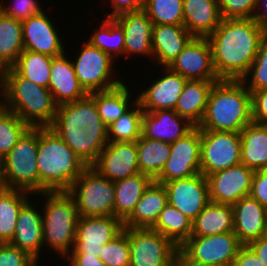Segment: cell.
I'll return each mask as SVG.
<instances>
[{
  "mask_svg": "<svg viewBox=\"0 0 267 266\" xmlns=\"http://www.w3.org/2000/svg\"><path fill=\"white\" fill-rule=\"evenodd\" d=\"M27 252L10 243H0V266H38Z\"/></svg>",
  "mask_w": 267,
  "mask_h": 266,
  "instance_id": "obj_47",
  "label": "cell"
},
{
  "mask_svg": "<svg viewBox=\"0 0 267 266\" xmlns=\"http://www.w3.org/2000/svg\"><path fill=\"white\" fill-rule=\"evenodd\" d=\"M143 10L153 25H183V0H143Z\"/></svg>",
  "mask_w": 267,
  "mask_h": 266,
  "instance_id": "obj_41",
  "label": "cell"
},
{
  "mask_svg": "<svg viewBox=\"0 0 267 266\" xmlns=\"http://www.w3.org/2000/svg\"><path fill=\"white\" fill-rule=\"evenodd\" d=\"M4 4L0 1V11L21 22L43 11L36 0H14L12 5Z\"/></svg>",
  "mask_w": 267,
  "mask_h": 266,
  "instance_id": "obj_46",
  "label": "cell"
},
{
  "mask_svg": "<svg viewBox=\"0 0 267 266\" xmlns=\"http://www.w3.org/2000/svg\"><path fill=\"white\" fill-rule=\"evenodd\" d=\"M4 84V69L0 67V89L3 90Z\"/></svg>",
  "mask_w": 267,
  "mask_h": 266,
  "instance_id": "obj_58",
  "label": "cell"
},
{
  "mask_svg": "<svg viewBox=\"0 0 267 266\" xmlns=\"http://www.w3.org/2000/svg\"><path fill=\"white\" fill-rule=\"evenodd\" d=\"M38 127H30L2 158L4 188L39 193Z\"/></svg>",
  "mask_w": 267,
  "mask_h": 266,
  "instance_id": "obj_7",
  "label": "cell"
},
{
  "mask_svg": "<svg viewBox=\"0 0 267 266\" xmlns=\"http://www.w3.org/2000/svg\"><path fill=\"white\" fill-rule=\"evenodd\" d=\"M99 258L106 266H129L130 265V247L128 241V227L103 245Z\"/></svg>",
  "mask_w": 267,
  "mask_h": 266,
  "instance_id": "obj_42",
  "label": "cell"
},
{
  "mask_svg": "<svg viewBox=\"0 0 267 266\" xmlns=\"http://www.w3.org/2000/svg\"><path fill=\"white\" fill-rule=\"evenodd\" d=\"M10 244L27 252L37 262L43 249L42 213L28 200L21 208Z\"/></svg>",
  "mask_w": 267,
  "mask_h": 266,
  "instance_id": "obj_25",
  "label": "cell"
},
{
  "mask_svg": "<svg viewBox=\"0 0 267 266\" xmlns=\"http://www.w3.org/2000/svg\"><path fill=\"white\" fill-rule=\"evenodd\" d=\"M183 26L197 38H207L222 21L218 0H183Z\"/></svg>",
  "mask_w": 267,
  "mask_h": 266,
  "instance_id": "obj_26",
  "label": "cell"
},
{
  "mask_svg": "<svg viewBox=\"0 0 267 266\" xmlns=\"http://www.w3.org/2000/svg\"><path fill=\"white\" fill-rule=\"evenodd\" d=\"M30 128L15 113H10L0 122V157H5Z\"/></svg>",
  "mask_w": 267,
  "mask_h": 266,
  "instance_id": "obj_43",
  "label": "cell"
},
{
  "mask_svg": "<svg viewBox=\"0 0 267 266\" xmlns=\"http://www.w3.org/2000/svg\"><path fill=\"white\" fill-rule=\"evenodd\" d=\"M113 19L123 28L126 58L130 54L153 56V23L143 9L120 13Z\"/></svg>",
  "mask_w": 267,
  "mask_h": 266,
  "instance_id": "obj_22",
  "label": "cell"
},
{
  "mask_svg": "<svg viewBox=\"0 0 267 266\" xmlns=\"http://www.w3.org/2000/svg\"><path fill=\"white\" fill-rule=\"evenodd\" d=\"M252 122L251 92L241 80H219L210 90L200 130L240 133Z\"/></svg>",
  "mask_w": 267,
  "mask_h": 266,
  "instance_id": "obj_3",
  "label": "cell"
},
{
  "mask_svg": "<svg viewBox=\"0 0 267 266\" xmlns=\"http://www.w3.org/2000/svg\"><path fill=\"white\" fill-rule=\"evenodd\" d=\"M69 266H106L97 255L68 254Z\"/></svg>",
  "mask_w": 267,
  "mask_h": 266,
  "instance_id": "obj_52",
  "label": "cell"
},
{
  "mask_svg": "<svg viewBox=\"0 0 267 266\" xmlns=\"http://www.w3.org/2000/svg\"><path fill=\"white\" fill-rule=\"evenodd\" d=\"M193 38L183 25H153L152 49L156 64L169 66Z\"/></svg>",
  "mask_w": 267,
  "mask_h": 266,
  "instance_id": "obj_27",
  "label": "cell"
},
{
  "mask_svg": "<svg viewBox=\"0 0 267 266\" xmlns=\"http://www.w3.org/2000/svg\"><path fill=\"white\" fill-rule=\"evenodd\" d=\"M153 180L142 173L114 182V217L123 222L132 214L145 189Z\"/></svg>",
  "mask_w": 267,
  "mask_h": 266,
  "instance_id": "obj_32",
  "label": "cell"
},
{
  "mask_svg": "<svg viewBox=\"0 0 267 266\" xmlns=\"http://www.w3.org/2000/svg\"><path fill=\"white\" fill-rule=\"evenodd\" d=\"M46 198L42 213L43 246L66 257L75 244L76 225L79 218L75 201L66 191L42 192Z\"/></svg>",
  "mask_w": 267,
  "mask_h": 266,
  "instance_id": "obj_6",
  "label": "cell"
},
{
  "mask_svg": "<svg viewBox=\"0 0 267 266\" xmlns=\"http://www.w3.org/2000/svg\"><path fill=\"white\" fill-rule=\"evenodd\" d=\"M168 203L192 222L210 202L207 178L199 173L185 179H175L164 184Z\"/></svg>",
  "mask_w": 267,
  "mask_h": 266,
  "instance_id": "obj_16",
  "label": "cell"
},
{
  "mask_svg": "<svg viewBox=\"0 0 267 266\" xmlns=\"http://www.w3.org/2000/svg\"><path fill=\"white\" fill-rule=\"evenodd\" d=\"M124 40L123 28L113 18L106 17L87 41L115 59L121 55L124 57Z\"/></svg>",
  "mask_w": 267,
  "mask_h": 266,
  "instance_id": "obj_40",
  "label": "cell"
},
{
  "mask_svg": "<svg viewBox=\"0 0 267 266\" xmlns=\"http://www.w3.org/2000/svg\"><path fill=\"white\" fill-rule=\"evenodd\" d=\"M172 266H210L189 261L180 251L176 254Z\"/></svg>",
  "mask_w": 267,
  "mask_h": 266,
  "instance_id": "obj_55",
  "label": "cell"
},
{
  "mask_svg": "<svg viewBox=\"0 0 267 266\" xmlns=\"http://www.w3.org/2000/svg\"><path fill=\"white\" fill-rule=\"evenodd\" d=\"M241 163L238 132L201 130L200 173L205 177Z\"/></svg>",
  "mask_w": 267,
  "mask_h": 266,
  "instance_id": "obj_11",
  "label": "cell"
},
{
  "mask_svg": "<svg viewBox=\"0 0 267 266\" xmlns=\"http://www.w3.org/2000/svg\"><path fill=\"white\" fill-rule=\"evenodd\" d=\"M75 201L79 217L114 216V182L87 166L66 191Z\"/></svg>",
  "mask_w": 267,
  "mask_h": 266,
  "instance_id": "obj_8",
  "label": "cell"
},
{
  "mask_svg": "<svg viewBox=\"0 0 267 266\" xmlns=\"http://www.w3.org/2000/svg\"><path fill=\"white\" fill-rule=\"evenodd\" d=\"M112 13H108L107 18H114L116 15L128 11L143 9V0H111Z\"/></svg>",
  "mask_w": 267,
  "mask_h": 266,
  "instance_id": "obj_51",
  "label": "cell"
},
{
  "mask_svg": "<svg viewBox=\"0 0 267 266\" xmlns=\"http://www.w3.org/2000/svg\"><path fill=\"white\" fill-rule=\"evenodd\" d=\"M187 80L219 81L207 38L194 37L168 66Z\"/></svg>",
  "mask_w": 267,
  "mask_h": 266,
  "instance_id": "obj_17",
  "label": "cell"
},
{
  "mask_svg": "<svg viewBox=\"0 0 267 266\" xmlns=\"http://www.w3.org/2000/svg\"><path fill=\"white\" fill-rule=\"evenodd\" d=\"M167 203L164 184L153 180L145 189L132 214L124 221V227L152 228Z\"/></svg>",
  "mask_w": 267,
  "mask_h": 266,
  "instance_id": "obj_28",
  "label": "cell"
},
{
  "mask_svg": "<svg viewBox=\"0 0 267 266\" xmlns=\"http://www.w3.org/2000/svg\"><path fill=\"white\" fill-rule=\"evenodd\" d=\"M89 95L94 99L98 114L107 127L133 106L129 103L131 93L124 82L113 89Z\"/></svg>",
  "mask_w": 267,
  "mask_h": 266,
  "instance_id": "obj_36",
  "label": "cell"
},
{
  "mask_svg": "<svg viewBox=\"0 0 267 266\" xmlns=\"http://www.w3.org/2000/svg\"><path fill=\"white\" fill-rule=\"evenodd\" d=\"M232 266H265L260 261L258 255L248 246L243 245L238 252V255L233 261Z\"/></svg>",
  "mask_w": 267,
  "mask_h": 266,
  "instance_id": "obj_50",
  "label": "cell"
},
{
  "mask_svg": "<svg viewBox=\"0 0 267 266\" xmlns=\"http://www.w3.org/2000/svg\"><path fill=\"white\" fill-rule=\"evenodd\" d=\"M215 82L187 80L174 109L176 113L197 127L203 119L209 93Z\"/></svg>",
  "mask_w": 267,
  "mask_h": 266,
  "instance_id": "obj_29",
  "label": "cell"
},
{
  "mask_svg": "<svg viewBox=\"0 0 267 266\" xmlns=\"http://www.w3.org/2000/svg\"><path fill=\"white\" fill-rule=\"evenodd\" d=\"M52 58L45 54L24 50L12 68L21 77L48 88Z\"/></svg>",
  "mask_w": 267,
  "mask_h": 266,
  "instance_id": "obj_38",
  "label": "cell"
},
{
  "mask_svg": "<svg viewBox=\"0 0 267 266\" xmlns=\"http://www.w3.org/2000/svg\"><path fill=\"white\" fill-rule=\"evenodd\" d=\"M92 167L113 182L140 173L136 141L108 142Z\"/></svg>",
  "mask_w": 267,
  "mask_h": 266,
  "instance_id": "obj_18",
  "label": "cell"
},
{
  "mask_svg": "<svg viewBox=\"0 0 267 266\" xmlns=\"http://www.w3.org/2000/svg\"><path fill=\"white\" fill-rule=\"evenodd\" d=\"M65 54L53 57L50 69L48 89L58 106L78 101L88 95L75 74L71 59L68 60Z\"/></svg>",
  "mask_w": 267,
  "mask_h": 266,
  "instance_id": "obj_24",
  "label": "cell"
},
{
  "mask_svg": "<svg viewBox=\"0 0 267 266\" xmlns=\"http://www.w3.org/2000/svg\"><path fill=\"white\" fill-rule=\"evenodd\" d=\"M196 126L188 119L179 116L174 109L143 111L142 137L174 143L185 137Z\"/></svg>",
  "mask_w": 267,
  "mask_h": 266,
  "instance_id": "obj_21",
  "label": "cell"
},
{
  "mask_svg": "<svg viewBox=\"0 0 267 266\" xmlns=\"http://www.w3.org/2000/svg\"><path fill=\"white\" fill-rule=\"evenodd\" d=\"M233 229L232 206L210 201L193 220L191 236H210L233 232Z\"/></svg>",
  "mask_w": 267,
  "mask_h": 266,
  "instance_id": "obj_31",
  "label": "cell"
},
{
  "mask_svg": "<svg viewBox=\"0 0 267 266\" xmlns=\"http://www.w3.org/2000/svg\"><path fill=\"white\" fill-rule=\"evenodd\" d=\"M86 166H92L108 144L107 126L88 94L78 101L59 105L49 126Z\"/></svg>",
  "mask_w": 267,
  "mask_h": 266,
  "instance_id": "obj_2",
  "label": "cell"
},
{
  "mask_svg": "<svg viewBox=\"0 0 267 266\" xmlns=\"http://www.w3.org/2000/svg\"><path fill=\"white\" fill-rule=\"evenodd\" d=\"M131 107L107 127L108 142H133L142 136L143 109L137 98L131 101Z\"/></svg>",
  "mask_w": 267,
  "mask_h": 266,
  "instance_id": "obj_39",
  "label": "cell"
},
{
  "mask_svg": "<svg viewBox=\"0 0 267 266\" xmlns=\"http://www.w3.org/2000/svg\"><path fill=\"white\" fill-rule=\"evenodd\" d=\"M23 51L22 22L0 11V67H12Z\"/></svg>",
  "mask_w": 267,
  "mask_h": 266,
  "instance_id": "obj_35",
  "label": "cell"
},
{
  "mask_svg": "<svg viewBox=\"0 0 267 266\" xmlns=\"http://www.w3.org/2000/svg\"><path fill=\"white\" fill-rule=\"evenodd\" d=\"M39 193L67 191L87 167L49 127H38Z\"/></svg>",
  "mask_w": 267,
  "mask_h": 266,
  "instance_id": "obj_4",
  "label": "cell"
},
{
  "mask_svg": "<svg viewBox=\"0 0 267 266\" xmlns=\"http://www.w3.org/2000/svg\"><path fill=\"white\" fill-rule=\"evenodd\" d=\"M162 68V72H165L164 75L161 74L163 77L151 82L152 84L137 96V102L145 112L175 109L187 82V79L172 71L168 66Z\"/></svg>",
  "mask_w": 267,
  "mask_h": 266,
  "instance_id": "obj_20",
  "label": "cell"
},
{
  "mask_svg": "<svg viewBox=\"0 0 267 266\" xmlns=\"http://www.w3.org/2000/svg\"><path fill=\"white\" fill-rule=\"evenodd\" d=\"M240 139L241 163L253 171L267 169V125L251 122Z\"/></svg>",
  "mask_w": 267,
  "mask_h": 266,
  "instance_id": "obj_30",
  "label": "cell"
},
{
  "mask_svg": "<svg viewBox=\"0 0 267 266\" xmlns=\"http://www.w3.org/2000/svg\"><path fill=\"white\" fill-rule=\"evenodd\" d=\"M267 34L252 19H222L207 37L220 80H242Z\"/></svg>",
  "mask_w": 267,
  "mask_h": 266,
  "instance_id": "obj_1",
  "label": "cell"
},
{
  "mask_svg": "<svg viewBox=\"0 0 267 266\" xmlns=\"http://www.w3.org/2000/svg\"><path fill=\"white\" fill-rule=\"evenodd\" d=\"M243 244L234 232L191 236L179 251L191 262L210 266H232Z\"/></svg>",
  "mask_w": 267,
  "mask_h": 266,
  "instance_id": "obj_9",
  "label": "cell"
},
{
  "mask_svg": "<svg viewBox=\"0 0 267 266\" xmlns=\"http://www.w3.org/2000/svg\"><path fill=\"white\" fill-rule=\"evenodd\" d=\"M241 81L251 93L261 89H267V36L260 43L255 60Z\"/></svg>",
  "mask_w": 267,
  "mask_h": 266,
  "instance_id": "obj_44",
  "label": "cell"
},
{
  "mask_svg": "<svg viewBox=\"0 0 267 266\" xmlns=\"http://www.w3.org/2000/svg\"><path fill=\"white\" fill-rule=\"evenodd\" d=\"M0 97H2L1 98L2 101L0 100V122H1L4 118H6L11 113V109L7 103L5 96L3 97V90H0Z\"/></svg>",
  "mask_w": 267,
  "mask_h": 266,
  "instance_id": "obj_56",
  "label": "cell"
},
{
  "mask_svg": "<svg viewBox=\"0 0 267 266\" xmlns=\"http://www.w3.org/2000/svg\"><path fill=\"white\" fill-rule=\"evenodd\" d=\"M249 196L267 208V169L254 171Z\"/></svg>",
  "mask_w": 267,
  "mask_h": 266,
  "instance_id": "obj_49",
  "label": "cell"
},
{
  "mask_svg": "<svg viewBox=\"0 0 267 266\" xmlns=\"http://www.w3.org/2000/svg\"><path fill=\"white\" fill-rule=\"evenodd\" d=\"M248 246L258 255L260 261L267 266V235L251 241Z\"/></svg>",
  "mask_w": 267,
  "mask_h": 266,
  "instance_id": "obj_54",
  "label": "cell"
},
{
  "mask_svg": "<svg viewBox=\"0 0 267 266\" xmlns=\"http://www.w3.org/2000/svg\"><path fill=\"white\" fill-rule=\"evenodd\" d=\"M129 266H172L179 248L152 228H128Z\"/></svg>",
  "mask_w": 267,
  "mask_h": 266,
  "instance_id": "obj_10",
  "label": "cell"
},
{
  "mask_svg": "<svg viewBox=\"0 0 267 266\" xmlns=\"http://www.w3.org/2000/svg\"><path fill=\"white\" fill-rule=\"evenodd\" d=\"M31 193L11 188H0V243H10L22 206Z\"/></svg>",
  "mask_w": 267,
  "mask_h": 266,
  "instance_id": "obj_33",
  "label": "cell"
},
{
  "mask_svg": "<svg viewBox=\"0 0 267 266\" xmlns=\"http://www.w3.org/2000/svg\"><path fill=\"white\" fill-rule=\"evenodd\" d=\"M253 175L254 171L242 163L208 175L210 201L233 206L249 196Z\"/></svg>",
  "mask_w": 267,
  "mask_h": 266,
  "instance_id": "obj_15",
  "label": "cell"
},
{
  "mask_svg": "<svg viewBox=\"0 0 267 266\" xmlns=\"http://www.w3.org/2000/svg\"><path fill=\"white\" fill-rule=\"evenodd\" d=\"M252 122L267 125V89L251 93Z\"/></svg>",
  "mask_w": 267,
  "mask_h": 266,
  "instance_id": "obj_48",
  "label": "cell"
},
{
  "mask_svg": "<svg viewBox=\"0 0 267 266\" xmlns=\"http://www.w3.org/2000/svg\"><path fill=\"white\" fill-rule=\"evenodd\" d=\"M252 19L267 34V0H256V8Z\"/></svg>",
  "mask_w": 267,
  "mask_h": 266,
  "instance_id": "obj_53",
  "label": "cell"
},
{
  "mask_svg": "<svg viewBox=\"0 0 267 266\" xmlns=\"http://www.w3.org/2000/svg\"><path fill=\"white\" fill-rule=\"evenodd\" d=\"M44 10L35 16L22 21L24 50L34 51L51 57L60 56L65 52L64 44L58 35L56 25Z\"/></svg>",
  "mask_w": 267,
  "mask_h": 266,
  "instance_id": "obj_19",
  "label": "cell"
},
{
  "mask_svg": "<svg viewBox=\"0 0 267 266\" xmlns=\"http://www.w3.org/2000/svg\"><path fill=\"white\" fill-rule=\"evenodd\" d=\"M123 229L124 222L118 217H79L75 244L69 254H88L99 257L103 245L118 236Z\"/></svg>",
  "mask_w": 267,
  "mask_h": 266,
  "instance_id": "obj_14",
  "label": "cell"
},
{
  "mask_svg": "<svg viewBox=\"0 0 267 266\" xmlns=\"http://www.w3.org/2000/svg\"><path fill=\"white\" fill-rule=\"evenodd\" d=\"M0 188H4L3 164H2V158L1 157H0Z\"/></svg>",
  "mask_w": 267,
  "mask_h": 266,
  "instance_id": "obj_57",
  "label": "cell"
},
{
  "mask_svg": "<svg viewBox=\"0 0 267 266\" xmlns=\"http://www.w3.org/2000/svg\"><path fill=\"white\" fill-rule=\"evenodd\" d=\"M234 234L243 245L267 235V208L250 196L233 206Z\"/></svg>",
  "mask_w": 267,
  "mask_h": 266,
  "instance_id": "obj_23",
  "label": "cell"
},
{
  "mask_svg": "<svg viewBox=\"0 0 267 266\" xmlns=\"http://www.w3.org/2000/svg\"><path fill=\"white\" fill-rule=\"evenodd\" d=\"M218 4L223 19H249L256 8V0H218Z\"/></svg>",
  "mask_w": 267,
  "mask_h": 266,
  "instance_id": "obj_45",
  "label": "cell"
},
{
  "mask_svg": "<svg viewBox=\"0 0 267 266\" xmlns=\"http://www.w3.org/2000/svg\"><path fill=\"white\" fill-rule=\"evenodd\" d=\"M83 45L79 56L72 63L84 90L90 94L107 91L121 85L123 82L120 79H112L114 78V70H112L114 59L109 54L92 46L88 41Z\"/></svg>",
  "mask_w": 267,
  "mask_h": 266,
  "instance_id": "obj_12",
  "label": "cell"
},
{
  "mask_svg": "<svg viewBox=\"0 0 267 266\" xmlns=\"http://www.w3.org/2000/svg\"><path fill=\"white\" fill-rule=\"evenodd\" d=\"M140 173L156 180L170 156V144L140 137L136 141Z\"/></svg>",
  "mask_w": 267,
  "mask_h": 266,
  "instance_id": "obj_34",
  "label": "cell"
},
{
  "mask_svg": "<svg viewBox=\"0 0 267 266\" xmlns=\"http://www.w3.org/2000/svg\"><path fill=\"white\" fill-rule=\"evenodd\" d=\"M201 130L195 127L185 137L170 144V156L159 177L165 184L175 179H185L200 173Z\"/></svg>",
  "mask_w": 267,
  "mask_h": 266,
  "instance_id": "obj_13",
  "label": "cell"
},
{
  "mask_svg": "<svg viewBox=\"0 0 267 266\" xmlns=\"http://www.w3.org/2000/svg\"><path fill=\"white\" fill-rule=\"evenodd\" d=\"M3 96L12 113L30 127H49L57 107L48 88L21 77L12 67L4 69Z\"/></svg>",
  "mask_w": 267,
  "mask_h": 266,
  "instance_id": "obj_5",
  "label": "cell"
},
{
  "mask_svg": "<svg viewBox=\"0 0 267 266\" xmlns=\"http://www.w3.org/2000/svg\"><path fill=\"white\" fill-rule=\"evenodd\" d=\"M192 223L180 210L167 203L152 229L180 248L191 237Z\"/></svg>",
  "mask_w": 267,
  "mask_h": 266,
  "instance_id": "obj_37",
  "label": "cell"
}]
</instances>
